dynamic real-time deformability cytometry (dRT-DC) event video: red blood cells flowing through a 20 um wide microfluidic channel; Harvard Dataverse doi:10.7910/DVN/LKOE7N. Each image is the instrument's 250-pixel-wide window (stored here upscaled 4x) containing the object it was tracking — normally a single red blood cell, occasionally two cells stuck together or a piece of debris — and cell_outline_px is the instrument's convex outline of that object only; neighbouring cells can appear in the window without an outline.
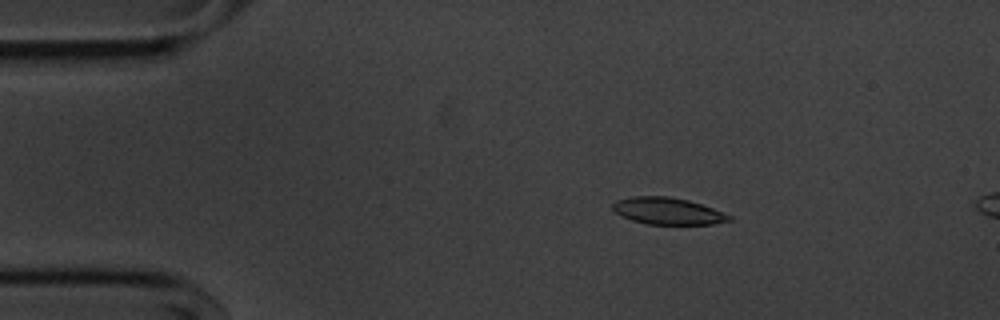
{"species": "common noctule bat (a hibernating species)", "species_latin": "Nyctalus noctula", "temperature_condition": "cold", "stored_images_in_passage": 16, "camera_frame_rate_fps": 3000, "um_per_image_px": 0.085, "animal": {"sex": "male", "body_mass_g": 20.1, "forearm_length_mm": 53.5}, "frame": {"image": 1, "passage_image": 10, "time_ms": 3.0, "image_size_px": [1000, 320], "cell_outline_px": [[732, 220], [712, 224], [648, 224], [632, 220], [620, 216], [612, 208], [612, 204], [616, 200], [632, 196], [668, 196], [688, 200], [712, 208], [732, 216]], "centroid_in_image_um": [56.73, 17.93], "position_along_channel_um": 28.3, "area_um2": 18.15}}